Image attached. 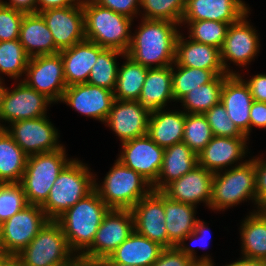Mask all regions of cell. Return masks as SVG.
Returning <instances> with one entry per match:
<instances>
[{"label":"cell","mask_w":266,"mask_h":266,"mask_svg":"<svg viewBox=\"0 0 266 266\" xmlns=\"http://www.w3.org/2000/svg\"><path fill=\"white\" fill-rule=\"evenodd\" d=\"M180 25L165 20L141 18L131 35L126 55L146 68H160L175 62L176 40ZM179 29V30H178Z\"/></svg>","instance_id":"6da1fadb"},{"label":"cell","mask_w":266,"mask_h":266,"mask_svg":"<svg viewBox=\"0 0 266 266\" xmlns=\"http://www.w3.org/2000/svg\"><path fill=\"white\" fill-rule=\"evenodd\" d=\"M110 208L93 190L60 215V224L70 250L81 256L93 243L98 228Z\"/></svg>","instance_id":"7a4b0ae2"},{"label":"cell","mask_w":266,"mask_h":266,"mask_svg":"<svg viewBox=\"0 0 266 266\" xmlns=\"http://www.w3.org/2000/svg\"><path fill=\"white\" fill-rule=\"evenodd\" d=\"M85 38L106 49L127 53L131 44L133 19L97 4L83 0Z\"/></svg>","instance_id":"3957f363"},{"label":"cell","mask_w":266,"mask_h":266,"mask_svg":"<svg viewBox=\"0 0 266 266\" xmlns=\"http://www.w3.org/2000/svg\"><path fill=\"white\" fill-rule=\"evenodd\" d=\"M93 190L94 174L91 168L74 158L58 175L41 208L49 220H56Z\"/></svg>","instance_id":"277c9868"},{"label":"cell","mask_w":266,"mask_h":266,"mask_svg":"<svg viewBox=\"0 0 266 266\" xmlns=\"http://www.w3.org/2000/svg\"><path fill=\"white\" fill-rule=\"evenodd\" d=\"M96 176L94 173V190L110 209H131L152 191V185L144 177L118 159L102 183L96 182Z\"/></svg>","instance_id":"5b68a950"},{"label":"cell","mask_w":266,"mask_h":266,"mask_svg":"<svg viewBox=\"0 0 266 266\" xmlns=\"http://www.w3.org/2000/svg\"><path fill=\"white\" fill-rule=\"evenodd\" d=\"M255 181L254 161L250 158L241 165L214 173L209 209L225 211L247 200L257 209Z\"/></svg>","instance_id":"8992f818"},{"label":"cell","mask_w":266,"mask_h":266,"mask_svg":"<svg viewBox=\"0 0 266 266\" xmlns=\"http://www.w3.org/2000/svg\"><path fill=\"white\" fill-rule=\"evenodd\" d=\"M66 148L28 156L20 184L28 204L42 205L62 170L73 160L67 157Z\"/></svg>","instance_id":"52a82bcc"},{"label":"cell","mask_w":266,"mask_h":266,"mask_svg":"<svg viewBox=\"0 0 266 266\" xmlns=\"http://www.w3.org/2000/svg\"><path fill=\"white\" fill-rule=\"evenodd\" d=\"M74 256L60 224L56 220H48L14 259L19 266H57Z\"/></svg>","instance_id":"ba28073f"},{"label":"cell","mask_w":266,"mask_h":266,"mask_svg":"<svg viewBox=\"0 0 266 266\" xmlns=\"http://www.w3.org/2000/svg\"><path fill=\"white\" fill-rule=\"evenodd\" d=\"M250 11L240 20L230 24L223 45L220 48L221 62L227 74H239L230 69V63L247 67L260 52V35L248 21ZM230 61V63H228Z\"/></svg>","instance_id":"9c48e42d"},{"label":"cell","mask_w":266,"mask_h":266,"mask_svg":"<svg viewBox=\"0 0 266 266\" xmlns=\"http://www.w3.org/2000/svg\"><path fill=\"white\" fill-rule=\"evenodd\" d=\"M134 231L131 209H110L97 230L92 245L80 256L85 260L102 261Z\"/></svg>","instance_id":"30bf717a"},{"label":"cell","mask_w":266,"mask_h":266,"mask_svg":"<svg viewBox=\"0 0 266 266\" xmlns=\"http://www.w3.org/2000/svg\"><path fill=\"white\" fill-rule=\"evenodd\" d=\"M48 220L40 205L28 204L14 214L0 225L3 253L14 258L28 246Z\"/></svg>","instance_id":"8fae6325"},{"label":"cell","mask_w":266,"mask_h":266,"mask_svg":"<svg viewBox=\"0 0 266 266\" xmlns=\"http://www.w3.org/2000/svg\"><path fill=\"white\" fill-rule=\"evenodd\" d=\"M11 88H14L11 90ZM6 87L0 107V128L5 129L6 123L36 119L47 115V107L53 102L44 94L19 81L14 87ZM5 122V124L3 123ZM4 124V125H3Z\"/></svg>","instance_id":"7c38bea8"},{"label":"cell","mask_w":266,"mask_h":266,"mask_svg":"<svg viewBox=\"0 0 266 266\" xmlns=\"http://www.w3.org/2000/svg\"><path fill=\"white\" fill-rule=\"evenodd\" d=\"M22 81L58 104L67 88L60 52L30 57Z\"/></svg>","instance_id":"4fadbf2b"},{"label":"cell","mask_w":266,"mask_h":266,"mask_svg":"<svg viewBox=\"0 0 266 266\" xmlns=\"http://www.w3.org/2000/svg\"><path fill=\"white\" fill-rule=\"evenodd\" d=\"M5 130L28 156L56 151L63 146L59 143V130L47 115L15 121Z\"/></svg>","instance_id":"5bb4252c"},{"label":"cell","mask_w":266,"mask_h":266,"mask_svg":"<svg viewBox=\"0 0 266 266\" xmlns=\"http://www.w3.org/2000/svg\"><path fill=\"white\" fill-rule=\"evenodd\" d=\"M121 147L117 159L153 185L162 166L164 148L159 147L148 135L122 142Z\"/></svg>","instance_id":"9a60e30c"},{"label":"cell","mask_w":266,"mask_h":266,"mask_svg":"<svg viewBox=\"0 0 266 266\" xmlns=\"http://www.w3.org/2000/svg\"><path fill=\"white\" fill-rule=\"evenodd\" d=\"M134 230L142 236L169 248V239L165 225L164 194L151 191L141 198L132 208Z\"/></svg>","instance_id":"2e32d148"},{"label":"cell","mask_w":266,"mask_h":266,"mask_svg":"<svg viewBox=\"0 0 266 266\" xmlns=\"http://www.w3.org/2000/svg\"><path fill=\"white\" fill-rule=\"evenodd\" d=\"M114 100L113 91L84 83L67 86L60 102L69 105L81 115L105 123Z\"/></svg>","instance_id":"e0dca14e"},{"label":"cell","mask_w":266,"mask_h":266,"mask_svg":"<svg viewBox=\"0 0 266 266\" xmlns=\"http://www.w3.org/2000/svg\"><path fill=\"white\" fill-rule=\"evenodd\" d=\"M249 139L213 136L207 146L197 154L198 165L216 173L245 163L246 155L250 153L247 145Z\"/></svg>","instance_id":"ac0fdd59"},{"label":"cell","mask_w":266,"mask_h":266,"mask_svg":"<svg viewBox=\"0 0 266 266\" xmlns=\"http://www.w3.org/2000/svg\"><path fill=\"white\" fill-rule=\"evenodd\" d=\"M40 14L60 51L86 39L82 5L48 9Z\"/></svg>","instance_id":"d6986e66"},{"label":"cell","mask_w":266,"mask_h":266,"mask_svg":"<svg viewBox=\"0 0 266 266\" xmlns=\"http://www.w3.org/2000/svg\"><path fill=\"white\" fill-rule=\"evenodd\" d=\"M150 111L138 101L115 99L105 126H109L121 143L148 133Z\"/></svg>","instance_id":"ffe728a7"},{"label":"cell","mask_w":266,"mask_h":266,"mask_svg":"<svg viewBox=\"0 0 266 266\" xmlns=\"http://www.w3.org/2000/svg\"><path fill=\"white\" fill-rule=\"evenodd\" d=\"M213 177V172L197 165L181 178L167 184L161 192L174 201L196 207L197 204L204 203L209 208Z\"/></svg>","instance_id":"44dd1931"},{"label":"cell","mask_w":266,"mask_h":266,"mask_svg":"<svg viewBox=\"0 0 266 266\" xmlns=\"http://www.w3.org/2000/svg\"><path fill=\"white\" fill-rule=\"evenodd\" d=\"M242 74H229L223 84L221 103L227 111L228 117L234 122L238 130L249 138L250 108L253 98L249 86Z\"/></svg>","instance_id":"7402d4cb"},{"label":"cell","mask_w":266,"mask_h":266,"mask_svg":"<svg viewBox=\"0 0 266 266\" xmlns=\"http://www.w3.org/2000/svg\"><path fill=\"white\" fill-rule=\"evenodd\" d=\"M249 11L243 0H186L181 22L213 20L232 24Z\"/></svg>","instance_id":"603a6c76"},{"label":"cell","mask_w":266,"mask_h":266,"mask_svg":"<svg viewBox=\"0 0 266 266\" xmlns=\"http://www.w3.org/2000/svg\"><path fill=\"white\" fill-rule=\"evenodd\" d=\"M175 62L179 66L211 70L216 76L229 75L223 68L220 49L195 42L181 32L176 40Z\"/></svg>","instance_id":"cb8c5ba5"},{"label":"cell","mask_w":266,"mask_h":266,"mask_svg":"<svg viewBox=\"0 0 266 266\" xmlns=\"http://www.w3.org/2000/svg\"><path fill=\"white\" fill-rule=\"evenodd\" d=\"M104 48L87 39L60 52L67 86L87 83L92 66Z\"/></svg>","instance_id":"d4e9b609"},{"label":"cell","mask_w":266,"mask_h":266,"mask_svg":"<svg viewBox=\"0 0 266 266\" xmlns=\"http://www.w3.org/2000/svg\"><path fill=\"white\" fill-rule=\"evenodd\" d=\"M164 247L140 235L135 230L101 263H121L132 266H152Z\"/></svg>","instance_id":"484cf974"},{"label":"cell","mask_w":266,"mask_h":266,"mask_svg":"<svg viewBox=\"0 0 266 266\" xmlns=\"http://www.w3.org/2000/svg\"><path fill=\"white\" fill-rule=\"evenodd\" d=\"M19 41L29 57L60 51L40 13H25L20 26Z\"/></svg>","instance_id":"4316f807"},{"label":"cell","mask_w":266,"mask_h":266,"mask_svg":"<svg viewBox=\"0 0 266 266\" xmlns=\"http://www.w3.org/2000/svg\"><path fill=\"white\" fill-rule=\"evenodd\" d=\"M167 108L150 112L147 135L162 148L170 147L183 140L185 112Z\"/></svg>","instance_id":"83f0119b"},{"label":"cell","mask_w":266,"mask_h":266,"mask_svg":"<svg viewBox=\"0 0 266 266\" xmlns=\"http://www.w3.org/2000/svg\"><path fill=\"white\" fill-rule=\"evenodd\" d=\"M175 102L172 85V65L160 68H148L138 102L150 112L167 108Z\"/></svg>","instance_id":"f1b7e54d"},{"label":"cell","mask_w":266,"mask_h":266,"mask_svg":"<svg viewBox=\"0 0 266 266\" xmlns=\"http://www.w3.org/2000/svg\"><path fill=\"white\" fill-rule=\"evenodd\" d=\"M198 165L197 154L184 142L164 149L163 162L153 191H161L173 180L181 178Z\"/></svg>","instance_id":"f546056e"},{"label":"cell","mask_w":266,"mask_h":266,"mask_svg":"<svg viewBox=\"0 0 266 266\" xmlns=\"http://www.w3.org/2000/svg\"><path fill=\"white\" fill-rule=\"evenodd\" d=\"M196 206L174 201L164 195L165 225L169 239V247H177L179 243L194 231L198 218Z\"/></svg>","instance_id":"4dcf8cb0"},{"label":"cell","mask_w":266,"mask_h":266,"mask_svg":"<svg viewBox=\"0 0 266 266\" xmlns=\"http://www.w3.org/2000/svg\"><path fill=\"white\" fill-rule=\"evenodd\" d=\"M251 211L239 228L241 256L266 260V209Z\"/></svg>","instance_id":"1f68e13d"},{"label":"cell","mask_w":266,"mask_h":266,"mask_svg":"<svg viewBox=\"0 0 266 266\" xmlns=\"http://www.w3.org/2000/svg\"><path fill=\"white\" fill-rule=\"evenodd\" d=\"M28 155L3 128L0 129V183H20Z\"/></svg>","instance_id":"d6a6232c"},{"label":"cell","mask_w":266,"mask_h":266,"mask_svg":"<svg viewBox=\"0 0 266 266\" xmlns=\"http://www.w3.org/2000/svg\"><path fill=\"white\" fill-rule=\"evenodd\" d=\"M124 63L119 66L114 98L118 100L138 101L148 68L133 61L125 54Z\"/></svg>","instance_id":"836d02e7"},{"label":"cell","mask_w":266,"mask_h":266,"mask_svg":"<svg viewBox=\"0 0 266 266\" xmlns=\"http://www.w3.org/2000/svg\"><path fill=\"white\" fill-rule=\"evenodd\" d=\"M228 75H217L211 82L191 90L178 102L183 111L189 114H204L213 106L221 103L224 80Z\"/></svg>","instance_id":"e575fe53"},{"label":"cell","mask_w":266,"mask_h":266,"mask_svg":"<svg viewBox=\"0 0 266 266\" xmlns=\"http://www.w3.org/2000/svg\"><path fill=\"white\" fill-rule=\"evenodd\" d=\"M119 56L123 58L125 53L104 48L92 66L87 83L114 91L119 69V62H117Z\"/></svg>","instance_id":"d590c367"},{"label":"cell","mask_w":266,"mask_h":266,"mask_svg":"<svg viewBox=\"0 0 266 266\" xmlns=\"http://www.w3.org/2000/svg\"><path fill=\"white\" fill-rule=\"evenodd\" d=\"M29 58L19 39L0 42V79H4L5 74L14 79V82L20 79L22 81L21 77L25 76Z\"/></svg>","instance_id":"8d00e7d4"},{"label":"cell","mask_w":266,"mask_h":266,"mask_svg":"<svg viewBox=\"0 0 266 266\" xmlns=\"http://www.w3.org/2000/svg\"><path fill=\"white\" fill-rule=\"evenodd\" d=\"M176 67V68H175ZM175 69V70H174ZM216 75L211 70L172 64L173 97L176 103L192 89L211 82Z\"/></svg>","instance_id":"74e56055"},{"label":"cell","mask_w":266,"mask_h":266,"mask_svg":"<svg viewBox=\"0 0 266 266\" xmlns=\"http://www.w3.org/2000/svg\"><path fill=\"white\" fill-rule=\"evenodd\" d=\"M187 24L188 38L195 42L214 46L220 49L226 37L229 23L213 21V20H199L191 22H180V27Z\"/></svg>","instance_id":"f35d334b"},{"label":"cell","mask_w":266,"mask_h":266,"mask_svg":"<svg viewBox=\"0 0 266 266\" xmlns=\"http://www.w3.org/2000/svg\"><path fill=\"white\" fill-rule=\"evenodd\" d=\"M186 6V0H141L140 18L165 20L180 25Z\"/></svg>","instance_id":"ab89813d"},{"label":"cell","mask_w":266,"mask_h":266,"mask_svg":"<svg viewBox=\"0 0 266 266\" xmlns=\"http://www.w3.org/2000/svg\"><path fill=\"white\" fill-rule=\"evenodd\" d=\"M213 137L210 125L203 114L185 113L184 142L196 154L201 152Z\"/></svg>","instance_id":"60d3db41"},{"label":"cell","mask_w":266,"mask_h":266,"mask_svg":"<svg viewBox=\"0 0 266 266\" xmlns=\"http://www.w3.org/2000/svg\"><path fill=\"white\" fill-rule=\"evenodd\" d=\"M28 205L20 183H0V225Z\"/></svg>","instance_id":"b9f144b4"},{"label":"cell","mask_w":266,"mask_h":266,"mask_svg":"<svg viewBox=\"0 0 266 266\" xmlns=\"http://www.w3.org/2000/svg\"><path fill=\"white\" fill-rule=\"evenodd\" d=\"M209 232L210 228L207 223L205 221H202L201 219H198L194 231L187 235L181 241V243L177 245V248L187 257L192 258L196 263H215L209 254L201 255V257L196 256L197 253L195 251V248H193V246L190 247V245H194V247L199 246L201 249H206L210 243L207 242V239L209 238V236H211ZM189 239L191 241H189V243L191 244L186 243Z\"/></svg>","instance_id":"7bdbcfd3"},{"label":"cell","mask_w":266,"mask_h":266,"mask_svg":"<svg viewBox=\"0 0 266 266\" xmlns=\"http://www.w3.org/2000/svg\"><path fill=\"white\" fill-rule=\"evenodd\" d=\"M210 125L213 136L217 137H247L243 135L234 122L228 117L222 103L213 106L203 114Z\"/></svg>","instance_id":"ee69618b"},{"label":"cell","mask_w":266,"mask_h":266,"mask_svg":"<svg viewBox=\"0 0 266 266\" xmlns=\"http://www.w3.org/2000/svg\"><path fill=\"white\" fill-rule=\"evenodd\" d=\"M25 13L0 4V42L19 39Z\"/></svg>","instance_id":"f6af8a7d"},{"label":"cell","mask_w":266,"mask_h":266,"mask_svg":"<svg viewBox=\"0 0 266 266\" xmlns=\"http://www.w3.org/2000/svg\"><path fill=\"white\" fill-rule=\"evenodd\" d=\"M261 156L251 157L255 168L257 210L266 209V158Z\"/></svg>","instance_id":"bcb514c9"},{"label":"cell","mask_w":266,"mask_h":266,"mask_svg":"<svg viewBox=\"0 0 266 266\" xmlns=\"http://www.w3.org/2000/svg\"><path fill=\"white\" fill-rule=\"evenodd\" d=\"M97 4L134 20L140 15L141 0H94Z\"/></svg>","instance_id":"7dc6e473"},{"label":"cell","mask_w":266,"mask_h":266,"mask_svg":"<svg viewBox=\"0 0 266 266\" xmlns=\"http://www.w3.org/2000/svg\"><path fill=\"white\" fill-rule=\"evenodd\" d=\"M196 262L177 247L164 248L152 266H193Z\"/></svg>","instance_id":"c3c4849f"},{"label":"cell","mask_w":266,"mask_h":266,"mask_svg":"<svg viewBox=\"0 0 266 266\" xmlns=\"http://www.w3.org/2000/svg\"><path fill=\"white\" fill-rule=\"evenodd\" d=\"M251 78V79H250ZM244 81L249 86L254 101L266 102V74H255Z\"/></svg>","instance_id":"681fc988"},{"label":"cell","mask_w":266,"mask_h":266,"mask_svg":"<svg viewBox=\"0 0 266 266\" xmlns=\"http://www.w3.org/2000/svg\"><path fill=\"white\" fill-rule=\"evenodd\" d=\"M250 133L252 127L266 129V102L253 101L250 108Z\"/></svg>","instance_id":"f907efd6"},{"label":"cell","mask_w":266,"mask_h":266,"mask_svg":"<svg viewBox=\"0 0 266 266\" xmlns=\"http://www.w3.org/2000/svg\"><path fill=\"white\" fill-rule=\"evenodd\" d=\"M83 0H37L36 13L48 9L65 8L82 5Z\"/></svg>","instance_id":"816d5d0a"},{"label":"cell","mask_w":266,"mask_h":266,"mask_svg":"<svg viewBox=\"0 0 266 266\" xmlns=\"http://www.w3.org/2000/svg\"><path fill=\"white\" fill-rule=\"evenodd\" d=\"M0 4L24 13H36L37 0H9V2L0 0Z\"/></svg>","instance_id":"f5cc1de1"},{"label":"cell","mask_w":266,"mask_h":266,"mask_svg":"<svg viewBox=\"0 0 266 266\" xmlns=\"http://www.w3.org/2000/svg\"><path fill=\"white\" fill-rule=\"evenodd\" d=\"M225 266H266V260L241 256V258L237 259V261H233L230 264H226Z\"/></svg>","instance_id":"db71d44e"},{"label":"cell","mask_w":266,"mask_h":266,"mask_svg":"<svg viewBox=\"0 0 266 266\" xmlns=\"http://www.w3.org/2000/svg\"><path fill=\"white\" fill-rule=\"evenodd\" d=\"M72 266H102L100 261H90L79 258Z\"/></svg>","instance_id":"11a10c76"},{"label":"cell","mask_w":266,"mask_h":266,"mask_svg":"<svg viewBox=\"0 0 266 266\" xmlns=\"http://www.w3.org/2000/svg\"><path fill=\"white\" fill-rule=\"evenodd\" d=\"M10 259L11 257L9 255L1 253L0 254V266H4Z\"/></svg>","instance_id":"9f6ffc18"},{"label":"cell","mask_w":266,"mask_h":266,"mask_svg":"<svg viewBox=\"0 0 266 266\" xmlns=\"http://www.w3.org/2000/svg\"><path fill=\"white\" fill-rule=\"evenodd\" d=\"M5 89H6L5 82L3 79H0V107H1L2 97H3V93Z\"/></svg>","instance_id":"6f0895ef"},{"label":"cell","mask_w":266,"mask_h":266,"mask_svg":"<svg viewBox=\"0 0 266 266\" xmlns=\"http://www.w3.org/2000/svg\"><path fill=\"white\" fill-rule=\"evenodd\" d=\"M80 257L75 255L70 261L59 264L57 266H72Z\"/></svg>","instance_id":"680465c9"},{"label":"cell","mask_w":266,"mask_h":266,"mask_svg":"<svg viewBox=\"0 0 266 266\" xmlns=\"http://www.w3.org/2000/svg\"><path fill=\"white\" fill-rule=\"evenodd\" d=\"M4 266H19V264L14 258H11Z\"/></svg>","instance_id":"91938a15"},{"label":"cell","mask_w":266,"mask_h":266,"mask_svg":"<svg viewBox=\"0 0 266 266\" xmlns=\"http://www.w3.org/2000/svg\"><path fill=\"white\" fill-rule=\"evenodd\" d=\"M102 266H132V265H125V264H121V263H101Z\"/></svg>","instance_id":"94428289"},{"label":"cell","mask_w":266,"mask_h":266,"mask_svg":"<svg viewBox=\"0 0 266 266\" xmlns=\"http://www.w3.org/2000/svg\"><path fill=\"white\" fill-rule=\"evenodd\" d=\"M193 266H215V263H195Z\"/></svg>","instance_id":"6125c7cd"},{"label":"cell","mask_w":266,"mask_h":266,"mask_svg":"<svg viewBox=\"0 0 266 266\" xmlns=\"http://www.w3.org/2000/svg\"><path fill=\"white\" fill-rule=\"evenodd\" d=\"M3 253V249H2V246H1V237H0V254Z\"/></svg>","instance_id":"be15d7a7"}]
</instances>
